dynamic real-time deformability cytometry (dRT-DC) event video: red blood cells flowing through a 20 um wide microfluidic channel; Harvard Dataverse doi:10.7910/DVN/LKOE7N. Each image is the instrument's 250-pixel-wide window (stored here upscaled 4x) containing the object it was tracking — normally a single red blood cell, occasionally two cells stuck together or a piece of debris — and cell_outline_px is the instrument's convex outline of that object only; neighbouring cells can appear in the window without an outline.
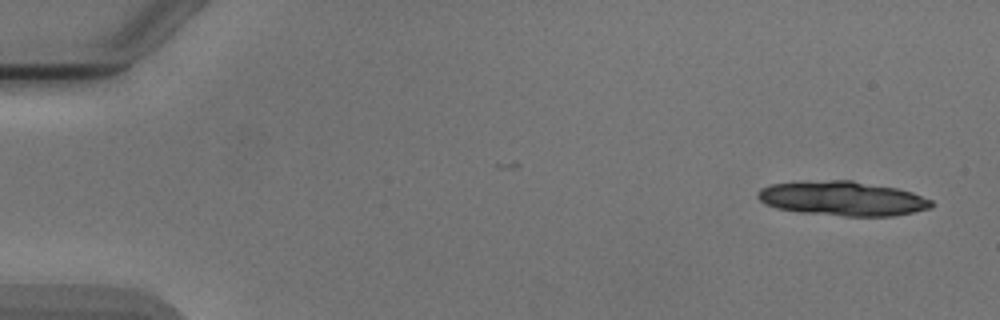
{"species": "Egyptian fruit bat (a non-hibernating species)", "species_latin": "Rousettus aegyptiacus", "temperature_condition": "cold", "stored_images_in_passage": 7, "camera_frame_rate_fps": 3000, "um_per_image_px": 0.085, "animal": {"sex": "male"}, "frame": {"image": 1, "passage_image": 1, "time_ms": 0.0, "image_size_px": [1000, 320], "cell_outline_px": [[932, 208], [892, 216], [844, 216], [800, 212], [776, 208], [764, 204], [756, 196], [756, 192], [760, 188], [772, 184], [804, 180], [852, 180], [896, 188], [912, 192], [932, 200]], "centroid_in_image_um": [71.57, 16.86], "position_along_channel_um": 13.4, "area_um2": 35.14}}
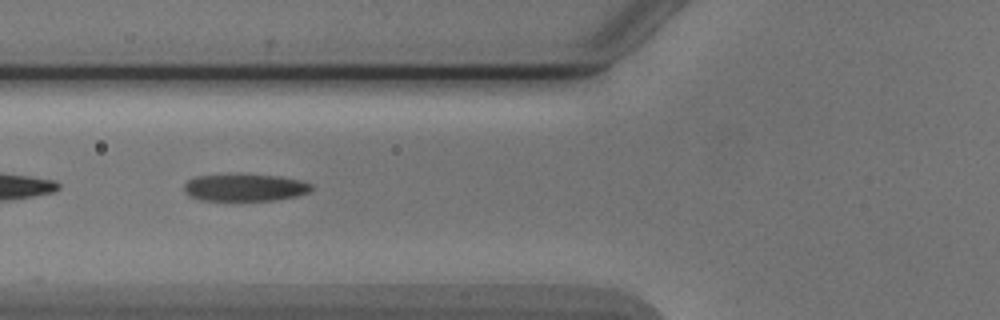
{"frame": {"image": 2, "passage_image": 6, "time_ms": 6.0, "image_size_px": [1000, 320], "cell_outline_px": [[312, 188], [308, 192], [296, 196], [276, 200], [200, 200], [184, 192], [184, 184], [188, 180], [196, 176], [228, 172], [240, 172], [280, 176], [300, 180], [312, 184]], "centroid_in_image_um": [20.78, 15.89], "position_along_channel_um": 105.0, "area_um2": 20.92}}
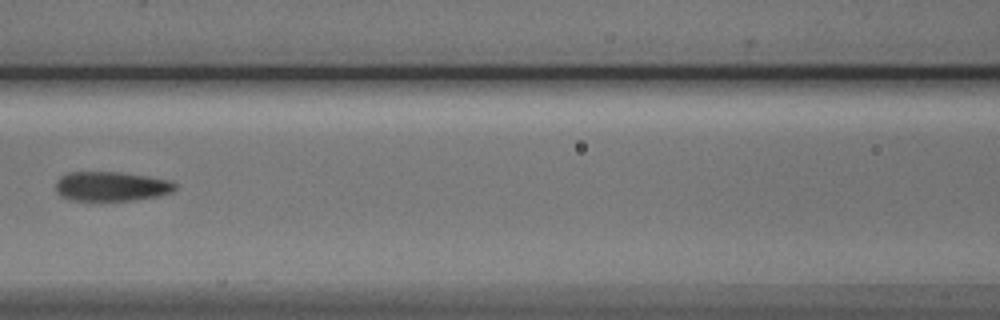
{"frame": {"image": 3, "passage_image": 7, "time_ms": 7.333, "image_size_px": [1000, 320], "cell_outline_px": [[176, 188], [172, 192], [156, 196], [132, 200], [68, 200], [60, 196], [56, 188], [56, 180], [60, 176], [68, 172], [120, 172], [168, 180], [176, 184]], "centroid_in_image_um": [9.41, 15.84], "position_along_channel_um": 157.2, "area_um2": 20.35}}